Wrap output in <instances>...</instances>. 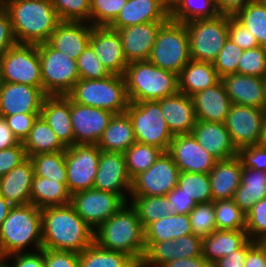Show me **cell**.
Returning a JSON list of instances; mask_svg holds the SVG:
<instances>
[{
    "instance_id": "be15d7a7",
    "label": "cell",
    "mask_w": 266,
    "mask_h": 267,
    "mask_svg": "<svg viewBox=\"0 0 266 267\" xmlns=\"http://www.w3.org/2000/svg\"><path fill=\"white\" fill-rule=\"evenodd\" d=\"M16 44L10 17L3 8L0 10V58Z\"/></svg>"
},
{
    "instance_id": "7a4b0ae2",
    "label": "cell",
    "mask_w": 266,
    "mask_h": 267,
    "mask_svg": "<svg viewBox=\"0 0 266 267\" xmlns=\"http://www.w3.org/2000/svg\"><path fill=\"white\" fill-rule=\"evenodd\" d=\"M14 37L18 44H41L61 22L50 0H5Z\"/></svg>"
},
{
    "instance_id": "816d5d0a",
    "label": "cell",
    "mask_w": 266,
    "mask_h": 267,
    "mask_svg": "<svg viewBox=\"0 0 266 267\" xmlns=\"http://www.w3.org/2000/svg\"><path fill=\"white\" fill-rule=\"evenodd\" d=\"M76 62L80 79H103L111 75L108 69L99 61L90 45L79 55Z\"/></svg>"
},
{
    "instance_id": "e0dca14e",
    "label": "cell",
    "mask_w": 266,
    "mask_h": 267,
    "mask_svg": "<svg viewBox=\"0 0 266 267\" xmlns=\"http://www.w3.org/2000/svg\"><path fill=\"white\" fill-rule=\"evenodd\" d=\"M131 186L124 153L101 150L93 189L119 194L127 202L123 192L130 195Z\"/></svg>"
},
{
    "instance_id": "94428289",
    "label": "cell",
    "mask_w": 266,
    "mask_h": 267,
    "mask_svg": "<svg viewBox=\"0 0 266 267\" xmlns=\"http://www.w3.org/2000/svg\"><path fill=\"white\" fill-rule=\"evenodd\" d=\"M177 242L178 259L202 256L203 238L195 234L180 236Z\"/></svg>"
},
{
    "instance_id": "34e18365",
    "label": "cell",
    "mask_w": 266,
    "mask_h": 267,
    "mask_svg": "<svg viewBox=\"0 0 266 267\" xmlns=\"http://www.w3.org/2000/svg\"><path fill=\"white\" fill-rule=\"evenodd\" d=\"M169 10H171L178 0H160Z\"/></svg>"
},
{
    "instance_id": "5b68a950",
    "label": "cell",
    "mask_w": 266,
    "mask_h": 267,
    "mask_svg": "<svg viewBox=\"0 0 266 267\" xmlns=\"http://www.w3.org/2000/svg\"><path fill=\"white\" fill-rule=\"evenodd\" d=\"M123 76L130 102L157 101L179 91L178 75L148 60L128 63Z\"/></svg>"
},
{
    "instance_id": "9f6ffc18",
    "label": "cell",
    "mask_w": 266,
    "mask_h": 267,
    "mask_svg": "<svg viewBox=\"0 0 266 267\" xmlns=\"http://www.w3.org/2000/svg\"><path fill=\"white\" fill-rule=\"evenodd\" d=\"M237 156L243 167L264 172L266 170V145L254 144L238 149Z\"/></svg>"
},
{
    "instance_id": "979ff035",
    "label": "cell",
    "mask_w": 266,
    "mask_h": 267,
    "mask_svg": "<svg viewBox=\"0 0 266 267\" xmlns=\"http://www.w3.org/2000/svg\"><path fill=\"white\" fill-rule=\"evenodd\" d=\"M260 2L266 7V0H260Z\"/></svg>"
},
{
    "instance_id": "5bb4252c",
    "label": "cell",
    "mask_w": 266,
    "mask_h": 267,
    "mask_svg": "<svg viewBox=\"0 0 266 267\" xmlns=\"http://www.w3.org/2000/svg\"><path fill=\"white\" fill-rule=\"evenodd\" d=\"M126 203L119 194L92 188L73 193L70 204L95 231Z\"/></svg>"
},
{
    "instance_id": "d4e9b609",
    "label": "cell",
    "mask_w": 266,
    "mask_h": 267,
    "mask_svg": "<svg viewBox=\"0 0 266 267\" xmlns=\"http://www.w3.org/2000/svg\"><path fill=\"white\" fill-rule=\"evenodd\" d=\"M157 101L173 135L191 134L197 121L192 97L178 91Z\"/></svg>"
},
{
    "instance_id": "6f0895ef",
    "label": "cell",
    "mask_w": 266,
    "mask_h": 267,
    "mask_svg": "<svg viewBox=\"0 0 266 267\" xmlns=\"http://www.w3.org/2000/svg\"><path fill=\"white\" fill-rule=\"evenodd\" d=\"M39 115L40 113H17L11 116L0 117L4 118L16 138L20 142H23L28 136L35 120Z\"/></svg>"
},
{
    "instance_id": "03108f58",
    "label": "cell",
    "mask_w": 266,
    "mask_h": 267,
    "mask_svg": "<svg viewBox=\"0 0 266 267\" xmlns=\"http://www.w3.org/2000/svg\"><path fill=\"white\" fill-rule=\"evenodd\" d=\"M166 197L173 205V213L189 214L195 206L191 197L186 195L178 185Z\"/></svg>"
},
{
    "instance_id": "f907efd6",
    "label": "cell",
    "mask_w": 266,
    "mask_h": 267,
    "mask_svg": "<svg viewBox=\"0 0 266 267\" xmlns=\"http://www.w3.org/2000/svg\"><path fill=\"white\" fill-rule=\"evenodd\" d=\"M237 67L238 74L266 77V48L258 46L243 50Z\"/></svg>"
},
{
    "instance_id": "ab89813d",
    "label": "cell",
    "mask_w": 266,
    "mask_h": 267,
    "mask_svg": "<svg viewBox=\"0 0 266 267\" xmlns=\"http://www.w3.org/2000/svg\"><path fill=\"white\" fill-rule=\"evenodd\" d=\"M219 14L214 0H178L170 10V19L185 24L197 19H212Z\"/></svg>"
},
{
    "instance_id": "9c48e42d",
    "label": "cell",
    "mask_w": 266,
    "mask_h": 267,
    "mask_svg": "<svg viewBox=\"0 0 266 267\" xmlns=\"http://www.w3.org/2000/svg\"><path fill=\"white\" fill-rule=\"evenodd\" d=\"M42 89L47 96H66L80 79L76 60L53 49L47 42L37 44Z\"/></svg>"
},
{
    "instance_id": "cb8c5ba5",
    "label": "cell",
    "mask_w": 266,
    "mask_h": 267,
    "mask_svg": "<svg viewBox=\"0 0 266 267\" xmlns=\"http://www.w3.org/2000/svg\"><path fill=\"white\" fill-rule=\"evenodd\" d=\"M93 26L89 22L61 21L47 43L55 50L76 60L89 45Z\"/></svg>"
},
{
    "instance_id": "11a10c76",
    "label": "cell",
    "mask_w": 266,
    "mask_h": 267,
    "mask_svg": "<svg viewBox=\"0 0 266 267\" xmlns=\"http://www.w3.org/2000/svg\"><path fill=\"white\" fill-rule=\"evenodd\" d=\"M228 38L242 50L259 46L255 36L248 31L234 16L228 15Z\"/></svg>"
},
{
    "instance_id": "83f0119b",
    "label": "cell",
    "mask_w": 266,
    "mask_h": 267,
    "mask_svg": "<svg viewBox=\"0 0 266 267\" xmlns=\"http://www.w3.org/2000/svg\"><path fill=\"white\" fill-rule=\"evenodd\" d=\"M191 97L197 120L225 123L232 102L221 80Z\"/></svg>"
},
{
    "instance_id": "f35d334b",
    "label": "cell",
    "mask_w": 266,
    "mask_h": 267,
    "mask_svg": "<svg viewBox=\"0 0 266 267\" xmlns=\"http://www.w3.org/2000/svg\"><path fill=\"white\" fill-rule=\"evenodd\" d=\"M129 203L136 211L143 228L173 213V205L166 196H131Z\"/></svg>"
},
{
    "instance_id": "6da1fadb",
    "label": "cell",
    "mask_w": 266,
    "mask_h": 267,
    "mask_svg": "<svg viewBox=\"0 0 266 267\" xmlns=\"http://www.w3.org/2000/svg\"><path fill=\"white\" fill-rule=\"evenodd\" d=\"M42 248L81 253L94 242V230L71 204L41 209Z\"/></svg>"
},
{
    "instance_id": "e7e4bbea",
    "label": "cell",
    "mask_w": 266,
    "mask_h": 267,
    "mask_svg": "<svg viewBox=\"0 0 266 267\" xmlns=\"http://www.w3.org/2000/svg\"><path fill=\"white\" fill-rule=\"evenodd\" d=\"M255 243V241L248 239L239 249L221 257L212 267H244L246 254Z\"/></svg>"
},
{
    "instance_id": "ba28073f",
    "label": "cell",
    "mask_w": 266,
    "mask_h": 267,
    "mask_svg": "<svg viewBox=\"0 0 266 267\" xmlns=\"http://www.w3.org/2000/svg\"><path fill=\"white\" fill-rule=\"evenodd\" d=\"M125 112L131 120L136 142L168 152L174 135L164 120L158 101L130 102Z\"/></svg>"
},
{
    "instance_id": "9a60e30c",
    "label": "cell",
    "mask_w": 266,
    "mask_h": 267,
    "mask_svg": "<svg viewBox=\"0 0 266 267\" xmlns=\"http://www.w3.org/2000/svg\"><path fill=\"white\" fill-rule=\"evenodd\" d=\"M265 109L232 103L225 127L237 149L260 143Z\"/></svg>"
},
{
    "instance_id": "7c38bea8",
    "label": "cell",
    "mask_w": 266,
    "mask_h": 267,
    "mask_svg": "<svg viewBox=\"0 0 266 267\" xmlns=\"http://www.w3.org/2000/svg\"><path fill=\"white\" fill-rule=\"evenodd\" d=\"M180 170L168 152H163L146 171L132 179L130 196H166L178 185Z\"/></svg>"
},
{
    "instance_id": "a7ac6f4b",
    "label": "cell",
    "mask_w": 266,
    "mask_h": 267,
    "mask_svg": "<svg viewBox=\"0 0 266 267\" xmlns=\"http://www.w3.org/2000/svg\"><path fill=\"white\" fill-rule=\"evenodd\" d=\"M253 0H214V4L220 14L234 16Z\"/></svg>"
},
{
    "instance_id": "7bdbcfd3",
    "label": "cell",
    "mask_w": 266,
    "mask_h": 267,
    "mask_svg": "<svg viewBox=\"0 0 266 267\" xmlns=\"http://www.w3.org/2000/svg\"><path fill=\"white\" fill-rule=\"evenodd\" d=\"M163 153L160 148L135 142L124 152L126 168L131 179L146 171Z\"/></svg>"
},
{
    "instance_id": "8c879c8a",
    "label": "cell",
    "mask_w": 266,
    "mask_h": 267,
    "mask_svg": "<svg viewBox=\"0 0 266 267\" xmlns=\"http://www.w3.org/2000/svg\"><path fill=\"white\" fill-rule=\"evenodd\" d=\"M13 207L3 196L0 195V226L8 216L10 209Z\"/></svg>"
},
{
    "instance_id": "b9f144b4",
    "label": "cell",
    "mask_w": 266,
    "mask_h": 267,
    "mask_svg": "<svg viewBox=\"0 0 266 267\" xmlns=\"http://www.w3.org/2000/svg\"><path fill=\"white\" fill-rule=\"evenodd\" d=\"M29 158L34 167V176L67 182L65 151L36 154Z\"/></svg>"
},
{
    "instance_id": "680465c9",
    "label": "cell",
    "mask_w": 266,
    "mask_h": 267,
    "mask_svg": "<svg viewBox=\"0 0 266 267\" xmlns=\"http://www.w3.org/2000/svg\"><path fill=\"white\" fill-rule=\"evenodd\" d=\"M45 267H79V253L44 248Z\"/></svg>"
},
{
    "instance_id": "277c9868",
    "label": "cell",
    "mask_w": 266,
    "mask_h": 267,
    "mask_svg": "<svg viewBox=\"0 0 266 267\" xmlns=\"http://www.w3.org/2000/svg\"><path fill=\"white\" fill-rule=\"evenodd\" d=\"M33 243L36 251L42 249L41 209L31 203L13 206L0 226L1 255L24 253Z\"/></svg>"
},
{
    "instance_id": "d6986e66",
    "label": "cell",
    "mask_w": 266,
    "mask_h": 267,
    "mask_svg": "<svg viewBox=\"0 0 266 267\" xmlns=\"http://www.w3.org/2000/svg\"><path fill=\"white\" fill-rule=\"evenodd\" d=\"M46 96L42 87L3 82L0 86V116L40 113Z\"/></svg>"
},
{
    "instance_id": "6125c7cd",
    "label": "cell",
    "mask_w": 266,
    "mask_h": 267,
    "mask_svg": "<svg viewBox=\"0 0 266 267\" xmlns=\"http://www.w3.org/2000/svg\"><path fill=\"white\" fill-rule=\"evenodd\" d=\"M33 252L26 251L24 253H16L9 255L6 258H4V263H6L8 267H45L44 248ZM13 258L15 259L13 260L14 261L13 266L8 265L6 260Z\"/></svg>"
},
{
    "instance_id": "8fae6325",
    "label": "cell",
    "mask_w": 266,
    "mask_h": 267,
    "mask_svg": "<svg viewBox=\"0 0 266 267\" xmlns=\"http://www.w3.org/2000/svg\"><path fill=\"white\" fill-rule=\"evenodd\" d=\"M2 81L42 87L41 65L36 44H16L1 58Z\"/></svg>"
},
{
    "instance_id": "4dcf8cb0",
    "label": "cell",
    "mask_w": 266,
    "mask_h": 267,
    "mask_svg": "<svg viewBox=\"0 0 266 267\" xmlns=\"http://www.w3.org/2000/svg\"><path fill=\"white\" fill-rule=\"evenodd\" d=\"M220 80L213 63L190 60L178 74V90L191 97Z\"/></svg>"
},
{
    "instance_id": "30bf717a",
    "label": "cell",
    "mask_w": 266,
    "mask_h": 267,
    "mask_svg": "<svg viewBox=\"0 0 266 267\" xmlns=\"http://www.w3.org/2000/svg\"><path fill=\"white\" fill-rule=\"evenodd\" d=\"M191 60L213 63L228 39V15L185 23Z\"/></svg>"
},
{
    "instance_id": "3957f363",
    "label": "cell",
    "mask_w": 266,
    "mask_h": 267,
    "mask_svg": "<svg viewBox=\"0 0 266 267\" xmlns=\"http://www.w3.org/2000/svg\"><path fill=\"white\" fill-rule=\"evenodd\" d=\"M94 242L103 249L125 253L140 264L146 246L135 209L124 204L94 231Z\"/></svg>"
},
{
    "instance_id": "d590c367",
    "label": "cell",
    "mask_w": 266,
    "mask_h": 267,
    "mask_svg": "<svg viewBox=\"0 0 266 267\" xmlns=\"http://www.w3.org/2000/svg\"><path fill=\"white\" fill-rule=\"evenodd\" d=\"M266 197V180L262 171L242 168L241 184L232 200L247 214L255 203Z\"/></svg>"
},
{
    "instance_id": "2a66077c",
    "label": "cell",
    "mask_w": 266,
    "mask_h": 267,
    "mask_svg": "<svg viewBox=\"0 0 266 267\" xmlns=\"http://www.w3.org/2000/svg\"><path fill=\"white\" fill-rule=\"evenodd\" d=\"M4 1L5 0H0V10L4 8Z\"/></svg>"
},
{
    "instance_id": "4fadbf2b",
    "label": "cell",
    "mask_w": 266,
    "mask_h": 267,
    "mask_svg": "<svg viewBox=\"0 0 266 267\" xmlns=\"http://www.w3.org/2000/svg\"><path fill=\"white\" fill-rule=\"evenodd\" d=\"M101 149L97 145L74 144L65 149L67 187L71 194L92 189Z\"/></svg>"
},
{
    "instance_id": "bcb514c9",
    "label": "cell",
    "mask_w": 266,
    "mask_h": 267,
    "mask_svg": "<svg viewBox=\"0 0 266 267\" xmlns=\"http://www.w3.org/2000/svg\"><path fill=\"white\" fill-rule=\"evenodd\" d=\"M144 256L139 267H162L165 263L178 259L176 240L145 242Z\"/></svg>"
},
{
    "instance_id": "f546056e",
    "label": "cell",
    "mask_w": 266,
    "mask_h": 267,
    "mask_svg": "<svg viewBox=\"0 0 266 267\" xmlns=\"http://www.w3.org/2000/svg\"><path fill=\"white\" fill-rule=\"evenodd\" d=\"M242 168L238 156L216 161L209 173L212 201L233 198L241 184Z\"/></svg>"
},
{
    "instance_id": "ac0fdd59",
    "label": "cell",
    "mask_w": 266,
    "mask_h": 267,
    "mask_svg": "<svg viewBox=\"0 0 266 267\" xmlns=\"http://www.w3.org/2000/svg\"><path fill=\"white\" fill-rule=\"evenodd\" d=\"M168 153L180 172L209 174L217 161L197 143L192 134L174 135Z\"/></svg>"
},
{
    "instance_id": "836d02e7",
    "label": "cell",
    "mask_w": 266,
    "mask_h": 267,
    "mask_svg": "<svg viewBox=\"0 0 266 267\" xmlns=\"http://www.w3.org/2000/svg\"><path fill=\"white\" fill-rule=\"evenodd\" d=\"M192 233L188 214L171 213L153 223H150L144 229V241H169Z\"/></svg>"
},
{
    "instance_id": "b9fcfbb0",
    "label": "cell",
    "mask_w": 266,
    "mask_h": 267,
    "mask_svg": "<svg viewBox=\"0 0 266 267\" xmlns=\"http://www.w3.org/2000/svg\"><path fill=\"white\" fill-rule=\"evenodd\" d=\"M3 81H2V73H1V64H0V86L2 85Z\"/></svg>"
},
{
    "instance_id": "003e7915",
    "label": "cell",
    "mask_w": 266,
    "mask_h": 267,
    "mask_svg": "<svg viewBox=\"0 0 266 267\" xmlns=\"http://www.w3.org/2000/svg\"><path fill=\"white\" fill-rule=\"evenodd\" d=\"M244 267H266V252L258 242L248 250Z\"/></svg>"
},
{
    "instance_id": "44dd1931",
    "label": "cell",
    "mask_w": 266,
    "mask_h": 267,
    "mask_svg": "<svg viewBox=\"0 0 266 267\" xmlns=\"http://www.w3.org/2000/svg\"><path fill=\"white\" fill-rule=\"evenodd\" d=\"M166 22H151L131 25L116 30L121 38L124 55L128 63L148 60L156 35Z\"/></svg>"
},
{
    "instance_id": "91938a15",
    "label": "cell",
    "mask_w": 266,
    "mask_h": 267,
    "mask_svg": "<svg viewBox=\"0 0 266 267\" xmlns=\"http://www.w3.org/2000/svg\"><path fill=\"white\" fill-rule=\"evenodd\" d=\"M27 158L23 143L0 150V177L10 172Z\"/></svg>"
},
{
    "instance_id": "f6af8a7d",
    "label": "cell",
    "mask_w": 266,
    "mask_h": 267,
    "mask_svg": "<svg viewBox=\"0 0 266 267\" xmlns=\"http://www.w3.org/2000/svg\"><path fill=\"white\" fill-rule=\"evenodd\" d=\"M178 186L195 204L212 201L209 174L180 172Z\"/></svg>"
},
{
    "instance_id": "e575fe53",
    "label": "cell",
    "mask_w": 266,
    "mask_h": 267,
    "mask_svg": "<svg viewBox=\"0 0 266 267\" xmlns=\"http://www.w3.org/2000/svg\"><path fill=\"white\" fill-rule=\"evenodd\" d=\"M72 194L68 190L67 183L34 176L30 203L37 208L50 206H63L71 203Z\"/></svg>"
},
{
    "instance_id": "c3c4849f",
    "label": "cell",
    "mask_w": 266,
    "mask_h": 267,
    "mask_svg": "<svg viewBox=\"0 0 266 267\" xmlns=\"http://www.w3.org/2000/svg\"><path fill=\"white\" fill-rule=\"evenodd\" d=\"M128 0H91L89 22L92 26H109Z\"/></svg>"
},
{
    "instance_id": "89a4df30",
    "label": "cell",
    "mask_w": 266,
    "mask_h": 267,
    "mask_svg": "<svg viewBox=\"0 0 266 267\" xmlns=\"http://www.w3.org/2000/svg\"><path fill=\"white\" fill-rule=\"evenodd\" d=\"M19 143L20 141L11 131L4 118L0 117V150L13 147Z\"/></svg>"
},
{
    "instance_id": "1f68e13d",
    "label": "cell",
    "mask_w": 266,
    "mask_h": 267,
    "mask_svg": "<svg viewBox=\"0 0 266 267\" xmlns=\"http://www.w3.org/2000/svg\"><path fill=\"white\" fill-rule=\"evenodd\" d=\"M248 239L245 230H215L203 238L202 256L213 265L221 257L239 249Z\"/></svg>"
},
{
    "instance_id": "deb4b68c",
    "label": "cell",
    "mask_w": 266,
    "mask_h": 267,
    "mask_svg": "<svg viewBox=\"0 0 266 267\" xmlns=\"http://www.w3.org/2000/svg\"><path fill=\"white\" fill-rule=\"evenodd\" d=\"M0 267H8L5 263H2Z\"/></svg>"
},
{
    "instance_id": "681fc988",
    "label": "cell",
    "mask_w": 266,
    "mask_h": 267,
    "mask_svg": "<svg viewBox=\"0 0 266 267\" xmlns=\"http://www.w3.org/2000/svg\"><path fill=\"white\" fill-rule=\"evenodd\" d=\"M91 0H50L60 21L88 22Z\"/></svg>"
},
{
    "instance_id": "11e5206c",
    "label": "cell",
    "mask_w": 266,
    "mask_h": 267,
    "mask_svg": "<svg viewBox=\"0 0 266 267\" xmlns=\"http://www.w3.org/2000/svg\"><path fill=\"white\" fill-rule=\"evenodd\" d=\"M258 243L261 245V247L265 250V252H266V236L265 237H263L262 239H260L259 241H258Z\"/></svg>"
},
{
    "instance_id": "74e56055",
    "label": "cell",
    "mask_w": 266,
    "mask_h": 267,
    "mask_svg": "<svg viewBox=\"0 0 266 267\" xmlns=\"http://www.w3.org/2000/svg\"><path fill=\"white\" fill-rule=\"evenodd\" d=\"M79 267H139L129 255L99 247L95 242L79 253Z\"/></svg>"
},
{
    "instance_id": "7402d4cb",
    "label": "cell",
    "mask_w": 266,
    "mask_h": 267,
    "mask_svg": "<svg viewBox=\"0 0 266 267\" xmlns=\"http://www.w3.org/2000/svg\"><path fill=\"white\" fill-rule=\"evenodd\" d=\"M221 81L232 103L266 109L265 78L235 73Z\"/></svg>"
},
{
    "instance_id": "4316f807",
    "label": "cell",
    "mask_w": 266,
    "mask_h": 267,
    "mask_svg": "<svg viewBox=\"0 0 266 267\" xmlns=\"http://www.w3.org/2000/svg\"><path fill=\"white\" fill-rule=\"evenodd\" d=\"M40 115L65 147L74 145L71 99L67 95L46 96L42 103Z\"/></svg>"
},
{
    "instance_id": "f5cc1de1",
    "label": "cell",
    "mask_w": 266,
    "mask_h": 267,
    "mask_svg": "<svg viewBox=\"0 0 266 267\" xmlns=\"http://www.w3.org/2000/svg\"><path fill=\"white\" fill-rule=\"evenodd\" d=\"M243 50L239 48L229 38L225 42L223 48L218 53L216 60L213 62L220 78L226 75L237 73L239 59L242 56Z\"/></svg>"
},
{
    "instance_id": "52a82bcc",
    "label": "cell",
    "mask_w": 266,
    "mask_h": 267,
    "mask_svg": "<svg viewBox=\"0 0 266 267\" xmlns=\"http://www.w3.org/2000/svg\"><path fill=\"white\" fill-rule=\"evenodd\" d=\"M190 60L185 24L169 19L158 30L148 61L178 75Z\"/></svg>"
},
{
    "instance_id": "753ad0ef",
    "label": "cell",
    "mask_w": 266,
    "mask_h": 267,
    "mask_svg": "<svg viewBox=\"0 0 266 267\" xmlns=\"http://www.w3.org/2000/svg\"><path fill=\"white\" fill-rule=\"evenodd\" d=\"M260 144L266 145V109L262 121V134H261Z\"/></svg>"
},
{
    "instance_id": "2644e50d",
    "label": "cell",
    "mask_w": 266,
    "mask_h": 267,
    "mask_svg": "<svg viewBox=\"0 0 266 267\" xmlns=\"http://www.w3.org/2000/svg\"><path fill=\"white\" fill-rule=\"evenodd\" d=\"M162 267H212V265L203 256H197L170 261Z\"/></svg>"
},
{
    "instance_id": "d6a6232c",
    "label": "cell",
    "mask_w": 266,
    "mask_h": 267,
    "mask_svg": "<svg viewBox=\"0 0 266 267\" xmlns=\"http://www.w3.org/2000/svg\"><path fill=\"white\" fill-rule=\"evenodd\" d=\"M136 142L127 113L114 114L97 146L106 152L124 153Z\"/></svg>"
},
{
    "instance_id": "db71d44e",
    "label": "cell",
    "mask_w": 266,
    "mask_h": 267,
    "mask_svg": "<svg viewBox=\"0 0 266 267\" xmlns=\"http://www.w3.org/2000/svg\"><path fill=\"white\" fill-rule=\"evenodd\" d=\"M248 238L258 242L266 236V197L255 203L246 214V227Z\"/></svg>"
},
{
    "instance_id": "484cf974",
    "label": "cell",
    "mask_w": 266,
    "mask_h": 267,
    "mask_svg": "<svg viewBox=\"0 0 266 267\" xmlns=\"http://www.w3.org/2000/svg\"><path fill=\"white\" fill-rule=\"evenodd\" d=\"M170 10L160 0H128L109 28H124L131 25L167 22Z\"/></svg>"
},
{
    "instance_id": "ee69618b",
    "label": "cell",
    "mask_w": 266,
    "mask_h": 267,
    "mask_svg": "<svg viewBox=\"0 0 266 267\" xmlns=\"http://www.w3.org/2000/svg\"><path fill=\"white\" fill-rule=\"evenodd\" d=\"M217 230H245L246 214L232 199L213 201Z\"/></svg>"
},
{
    "instance_id": "60d3db41",
    "label": "cell",
    "mask_w": 266,
    "mask_h": 267,
    "mask_svg": "<svg viewBox=\"0 0 266 267\" xmlns=\"http://www.w3.org/2000/svg\"><path fill=\"white\" fill-rule=\"evenodd\" d=\"M234 17L255 36L259 46L266 48V7L260 0L251 1Z\"/></svg>"
},
{
    "instance_id": "ffe728a7",
    "label": "cell",
    "mask_w": 266,
    "mask_h": 267,
    "mask_svg": "<svg viewBox=\"0 0 266 267\" xmlns=\"http://www.w3.org/2000/svg\"><path fill=\"white\" fill-rule=\"evenodd\" d=\"M89 45L111 74L123 75L128 62L119 33L108 26H93Z\"/></svg>"
},
{
    "instance_id": "7dc6e473",
    "label": "cell",
    "mask_w": 266,
    "mask_h": 267,
    "mask_svg": "<svg viewBox=\"0 0 266 267\" xmlns=\"http://www.w3.org/2000/svg\"><path fill=\"white\" fill-rule=\"evenodd\" d=\"M188 215L196 236L204 238L217 230L213 201L195 204Z\"/></svg>"
},
{
    "instance_id": "8992f818",
    "label": "cell",
    "mask_w": 266,
    "mask_h": 267,
    "mask_svg": "<svg viewBox=\"0 0 266 267\" xmlns=\"http://www.w3.org/2000/svg\"><path fill=\"white\" fill-rule=\"evenodd\" d=\"M67 96L80 105L124 113L130 103L123 75L111 74L103 79H79Z\"/></svg>"
},
{
    "instance_id": "603a6c76",
    "label": "cell",
    "mask_w": 266,
    "mask_h": 267,
    "mask_svg": "<svg viewBox=\"0 0 266 267\" xmlns=\"http://www.w3.org/2000/svg\"><path fill=\"white\" fill-rule=\"evenodd\" d=\"M191 134L217 161L230 159L238 154L224 123L197 120Z\"/></svg>"
},
{
    "instance_id": "8d00e7d4",
    "label": "cell",
    "mask_w": 266,
    "mask_h": 267,
    "mask_svg": "<svg viewBox=\"0 0 266 267\" xmlns=\"http://www.w3.org/2000/svg\"><path fill=\"white\" fill-rule=\"evenodd\" d=\"M22 143L27 157L65 151L66 149L41 115L37 117L28 136Z\"/></svg>"
},
{
    "instance_id": "f1b7e54d",
    "label": "cell",
    "mask_w": 266,
    "mask_h": 267,
    "mask_svg": "<svg viewBox=\"0 0 266 267\" xmlns=\"http://www.w3.org/2000/svg\"><path fill=\"white\" fill-rule=\"evenodd\" d=\"M34 175L32 161L27 157L10 172L0 177V195L13 206L30 204Z\"/></svg>"
},
{
    "instance_id": "67dfc351",
    "label": "cell",
    "mask_w": 266,
    "mask_h": 267,
    "mask_svg": "<svg viewBox=\"0 0 266 267\" xmlns=\"http://www.w3.org/2000/svg\"><path fill=\"white\" fill-rule=\"evenodd\" d=\"M263 174H264V177H265V180H266V170L263 172Z\"/></svg>"
},
{
    "instance_id": "09005b40",
    "label": "cell",
    "mask_w": 266,
    "mask_h": 267,
    "mask_svg": "<svg viewBox=\"0 0 266 267\" xmlns=\"http://www.w3.org/2000/svg\"><path fill=\"white\" fill-rule=\"evenodd\" d=\"M2 263H4V258H3V256L1 255V252H0V265H1Z\"/></svg>"
},
{
    "instance_id": "2e32d148",
    "label": "cell",
    "mask_w": 266,
    "mask_h": 267,
    "mask_svg": "<svg viewBox=\"0 0 266 267\" xmlns=\"http://www.w3.org/2000/svg\"><path fill=\"white\" fill-rule=\"evenodd\" d=\"M113 115L109 110L80 105L71 100L74 144L97 145Z\"/></svg>"
}]
</instances>
